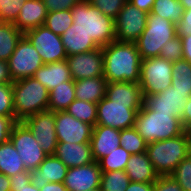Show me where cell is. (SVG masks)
<instances>
[{"label":"cell","instance_id":"obj_20","mask_svg":"<svg viewBox=\"0 0 191 191\" xmlns=\"http://www.w3.org/2000/svg\"><path fill=\"white\" fill-rule=\"evenodd\" d=\"M54 155L68 168L80 167L94 162L90 143L58 142Z\"/></svg>","mask_w":191,"mask_h":191},{"label":"cell","instance_id":"obj_23","mask_svg":"<svg viewBox=\"0 0 191 191\" xmlns=\"http://www.w3.org/2000/svg\"><path fill=\"white\" fill-rule=\"evenodd\" d=\"M50 92L62 82L70 81L71 74L67 60L42 65L33 76Z\"/></svg>","mask_w":191,"mask_h":191},{"label":"cell","instance_id":"obj_54","mask_svg":"<svg viewBox=\"0 0 191 191\" xmlns=\"http://www.w3.org/2000/svg\"><path fill=\"white\" fill-rule=\"evenodd\" d=\"M182 6L184 7V10L191 9V0H178Z\"/></svg>","mask_w":191,"mask_h":191},{"label":"cell","instance_id":"obj_41","mask_svg":"<svg viewBox=\"0 0 191 191\" xmlns=\"http://www.w3.org/2000/svg\"><path fill=\"white\" fill-rule=\"evenodd\" d=\"M12 84H0V116L15 117Z\"/></svg>","mask_w":191,"mask_h":191},{"label":"cell","instance_id":"obj_9","mask_svg":"<svg viewBox=\"0 0 191 191\" xmlns=\"http://www.w3.org/2000/svg\"><path fill=\"white\" fill-rule=\"evenodd\" d=\"M9 140L18 151L28 171L37 169L48 156L35 140L31 130L23 122H18L13 127Z\"/></svg>","mask_w":191,"mask_h":191},{"label":"cell","instance_id":"obj_43","mask_svg":"<svg viewBox=\"0 0 191 191\" xmlns=\"http://www.w3.org/2000/svg\"><path fill=\"white\" fill-rule=\"evenodd\" d=\"M153 191H183L180 184L171 176H159L154 182Z\"/></svg>","mask_w":191,"mask_h":191},{"label":"cell","instance_id":"obj_5","mask_svg":"<svg viewBox=\"0 0 191 191\" xmlns=\"http://www.w3.org/2000/svg\"><path fill=\"white\" fill-rule=\"evenodd\" d=\"M12 88L13 109L18 122L48 109L49 91L35 77L16 80Z\"/></svg>","mask_w":191,"mask_h":191},{"label":"cell","instance_id":"obj_55","mask_svg":"<svg viewBox=\"0 0 191 191\" xmlns=\"http://www.w3.org/2000/svg\"><path fill=\"white\" fill-rule=\"evenodd\" d=\"M189 136L190 146H191V125L185 130Z\"/></svg>","mask_w":191,"mask_h":191},{"label":"cell","instance_id":"obj_45","mask_svg":"<svg viewBox=\"0 0 191 191\" xmlns=\"http://www.w3.org/2000/svg\"><path fill=\"white\" fill-rule=\"evenodd\" d=\"M81 0H43L48 12L72 9Z\"/></svg>","mask_w":191,"mask_h":191},{"label":"cell","instance_id":"obj_33","mask_svg":"<svg viewBox=\"0 0 191 191\" xmlns=\"http://www.w3.org/2000/svg\"><path fill=\"white\" fill-rule=\"evenodd\" d=\"M130 155L131 154L122 146H119L109 155L101 158L98 161V164L102 172H110L114 170L125 171Z\"/></svg>","mask_w":191,"mask_h":191},{"label":"cell","instance_id":"obj_26","mask_svg":"<svg viewBox=\"0 0 191 191\" xmlns=\"http://www.w3.org/2000/svg\"><path fill=\"white\" fill-rule=\"evenodd\" d=\"M107 80L104 76L74 81L75 97L78 100L98 103L105 97Z\"/></svg>","mask_w":191,"mask_h":191},{"label":"cell","instance_id":"obj_6","mask_svg":"<svg viewBox=\"0 0 191 191\" xmlns=\"http://www.w3.org/2000/svg\"><path fill=\"white\" fill-rule=\"evenodd\" d=\"M177 36L176 25L163 17L149 13L146 28L139 36L135 45L141 59L157 57L166 42Z\"/></svg>","mask_w":191,"mask_h":191},{"label":"cell","instance_id":"obj_1","mask_svg":"<svg viewBox=\"0 0 191 191\" xmlns=\"http://www.w3.org/2000/svg\"><path fill=\"white\" fill-rule=\"evenodd\" d=\"M103 76L107 82L139 83L141 56L135 43L114 40L102 47Z\"/></svg>","mask_w":191,"mask_h":191},{"label":"cell","instance_id":"obj_48","mask_svg":"<svg viewBox=\"0 0 191 191\" xmlns=\"http://www.w3.org/2000/svg\"><path fill=\"white\" fill-rule=\"evenodd\" d=\"M182 58L191 64V34L182 36Z\"/></svg>","mask_w":191,"mask_h":191},{"label":"cell","instance_id":"obj_37","mask_svg":"<svg viewBox=\"0 0 191 191\" xmlns=\"http://www.w3.org/2000/svg\"><path fill=\"white\" fill-rule=\"evenodd\" d=\"M183 191H191V154L183 159L171 174Z\"/></svg>","mask_w":191,"mask_h":191},{"label":"cell","instance_id":"obj_2","mask_svg":"<svg viewBox=\"0 0 191 191\" xmlns=\"http://www.w3.org/2000/svg\"><path fill=\"white\" fill-rule=\"evenodd\" d=\"M71 13L75 27L83 30L99 47L116 40L115 20L104 15L87 0H81L76 4Z\"/></svg>","mask_w":191,"mask_h":191},{"label":"cell","instance_id":"obj_34","mask_svg":"<svg viewBox=\"0 0 191 191\" xmlns=\"http://www.w3.org/2000/svg\"><path fill=\"white\" fill-rule=\"evenodd\" d=\"M120 146L131 155L144 153L147 149V143L134 127L120 130Z\"/></svg>","mask_w":191,"mask_h":191},{"label":"cell","instance_id":"obj_44","mask_svg":"<svg viewBox=\"0 0 191 191\" xmlns=\"http://www.w3.org/2000/svg\"><path fill=\"white\" fill-rule=\"evenodd\" d=\"M18 123L15 117L0 116V144L10 139L13 127Z\"/></svg>","mask_w":191,"mask_h":191},{"label":"cell","instance_id":"obj_7","mask_svg":"<svg viewBox=\"0 0 191 191\" xmlns=\"http://www.w3.org/2000/svg\"><path fill=\"white\" fill-rule=\"evenodd\" d=\"M172 62L160 56L141 61L139 84L144 95L157 94L171 86Z\"/></svg>","mask_w":191,"mask_h":191},{"label":"cell","instance_id":"obj_40","mask_svg":"<svg viewBox=\"0 0 191 191\" xmlns=\"http://www.w3.org/2000/svg\"><path fill=\"white\" fill-rule=\"evenodd\" d=\"M104 15L116 19L127 0H87Z\"/></svg>","mask_w":191,"mask_h":191},{"label":"cell","instance_id":"obj_12","mask_svg":"<svg viewBox=\"0 0 191 191\" xmlns=\"http://www.w3.org/2000/svg\"><path fill=\"white\" fill-rule=\"evenodd\" d=\"M147 15L127 0L115 19L116 40L135 43L146 28Z\"/></svg>","mask_w":191,"mask_h":191},{"label":"cell","instance_id":"obj_15","mask_svg":"<svg viewBox=\"0 0 191 191\" xmlns=\"http://www.w3.org/2000/svg\"><path fill=\"white\" fill-rule=\"evenodd\" d=\"M71 78L76 80L103 76L102 47L67 57Z\"/></svg>","mask_w":191,"mask_h":191},{"label":"cell","instance_id":"obj_56","mask_svg":"<svg viewBox=\"0 0 191 191\" xmlns=\"http://www.w3.org/2000/svg\"><path fill=\"white\" fill-rule=\"evenodd\" d=\"M88 191H100V189H92V190H88Z\"/></svg>","mask_w":191,"mask_h":191},{"label":"cell","instance_id":"obj_19","mask_svg":"<svg viewBox=\"0 0 191 191\" xmlns=\"http://www.w3.org/2000/svg\"><path fill=\"white\" fill-rule=\"evenodd\" d=\"M94 161L109 155L120 146V130L102 125L93 127L90 140Z\"/></svg>","mask_w":191,"mask_h":191},{"label":"cell","instance_id":"obj_30","mask_svg":"<svg viewBox=\"0 0 191 191\" xmlns=\"http://www.w3.org/2000/svg\"><path fill=\"white\" fill-rule=\"evenodd\" d=\"M171 86L179 92H191V64L185 59L172 62Z\"/></svg>","mask_w":191,"mask_h":191},{"label":"cell","instance_id":"obj_49","mask_svg":"<svg viewBox=\"0 0 191 191\" xmlns=\"http://www.w3.org/2000/svg\"><path fill=\"white\" fill-rule=\"evenodd\" d=\"M181 123L185 130L191 125V96H189L187 103L184 105Z\"/></svg>","mask_w":191,"mask_h":191},{"label":"cell","instance_id":"obj_4","mask_svg":"<svg viewBox=\"0 0 191 191\" xmlns=\"http://www.w3.org/2000/svg\"><path fill=\"white\" fill-rule=\"evenodd\" d=\"M134 128L147 144L180 136L185 132L179 117L172 113L154 112L145 105L137 112Z\"/></svg>","mask_w":191,"mask_h":191},{"label":"cell","instance_id":"obj_53","mask_svg":"<svg viewBox=\"0 0 191 191\" xmlns=\"http://www.w3.org/2000/svg\"><path fill=\"white\" fill-rule=\"evenodd\" d=\"M0 191H10V178L0 173Z\"/></svg>","mask_w":191,"mask_h":191},{"label":"cell","instance_id":"obj_28","mask_svg":"<svg viewBox=\"0 0 191 191\" xmlns=\"http://www.w3.org/2000/svg\"><path fill=\"white\" fill-rule=\"evenodd\" d=\"M23 171L27 170L11 141L0 144V173L9 177Z\"/></svg>","mask_w":191,"mask_h":191},{"label":"cell","instance_id":"obj_24","mask_svg":"<svg viewBox=\"0 0 191 191\" xmlns=\"http://www.w3.org/2000/svg\"><path fill=\"white\" fill-rule=\"evenodd\" d=\"M125 172L130 182H155L159 177L149 160L147 152L130 155Z\"/></svg>","mask_w":191,"mask_h":191},{"label":"cell","instance_id":"obj_16","mask_svg":"<svg viewBox=\"0 0 191 191\" xmlns=\"http://www.w3.org/2000/svg\"><path fill=\"white\" fill-rule=\"evenodd\" d=\"M191 92H179L172 86L157 94L144 95V105L154 112L172 113L181 120L184 105Z\"/></svg>","mask_w":191,"mask_h":191},{"label":"cell","instance_id":"obj_51","mask_svg":"<svg viewBox=\"0 0 191 191\" xmlns=\"http://www.w3.org/2000/svg\"><path fill=\"white\" fill-rule=\"evenodd\" d=\"M131 4L136 6L138 9L150 13L154 5L155 0H128Z\"/></svg>","mask_w":191,"mask_h":191},{"label":"cell","instance_id":"obj_29","mask_svg":"<svg viewBox=\"0 0 191 191\" xmlns=\"http://www.w3.org/2000/svg\"><path fill=\"white\" fill-rule=\"evenodd\" d=\"M23 35L13 23L0 22V60H9Z\"/></svg>","mask_w":191,"mask_h":191},{"label":"cell","instance_id":"obj_11","mask_svg":"<svg viewBox=\"0 0 191 191\" xmlns=\"http://www.w3.org/2000/svg\"><path fill=\"white\" fill-rule=\"evenodd\" d=\"M24 36L37 50L44 64L67 59L61 36L56 35L44 25L24 33Z\"/></svg>","mask_w":191,"mask_h":191},{"label":"cell","instance_id":"obj_39","mask_svg":"<svg viewBox=\"0 0 191 191\" xmlns=\"http://www.w3.org/2000/svg\"><path fill=\"white\" fill-rule=\"evenodd\" d=\"M10 178V191H40L31 182L30 171L18 172L9 176Z\"/></svg>","mask_w":191,"mask_h":191},{"label":"cell","instance_id":"obj_50","mask_svg":"<svg viewBox=\"0 0 191 191\" xmlns=\"http://www.w3.org/2000/svg\"><path fill=\"white\" fill-rule=\"evenodd\" d=\"M154 182H130L125 191H153Z\"/></svg>","mask_w":191,"mask_h":191},{"label":"cell","instance_id":"obj_21","mask_svg":"<svg viewBox=\"0 0 191 191\" xmlns=\"http://www.w3.org/2000/svg\"><path fill=\"white\" fill-rule=\"evenodd\" d=\"M48 11L43 0H26L20 9L14 26L23 34L44 25Z\"/></svg>","mask_w":191,"mask_h":191},{"label":"cell","instance_id":"obj_17","mask_svg":"<svg viewBox=\"0 0 191 191\" xmlns=\"http://www.w3.org/2000/svg\"><path fill=\"white\" fill-rule=\"evenodd\" d=\"M102 171L97 161L80 167L68 168L64 186L68 191L100 189Z\"/></svg>","mask_w":191,"mask_h":191},{"label":"cell","instance_id":"obj_14","mask_svg":"<svg viewBox=\"0 0 191 191\" xmlns=\"http://www.w3.org/2000/svg\"><path fill=\"white\" fill-rule=\"evenodd\" d=\"M93 126L66 111L55 112V132L58 142L90 143Z\"/></svg>","mask_w":191,"mask_h":191},{"label":"cell","instance_id":"obj_46","mask_svg":"<svg viewBox=\"0 0 191 191\" xmlns=\"http://www.w3.org/2000/svg\"><path fill=\"white\" fill-rule=\"evenodd\" d=\"M176 31L179 37L191 34V9L184 10L181 21L176 25Z\"/></svg>","mask_w":191,"mask_h":191},{"label":"cell","instance_id":"obj_38","mask_svg":"<svg viewBox=\"0 0 191 191\" xmlns=\"http://www.w3.org/2000/svg\"><path fill=\"white\" fill-rule=\"evenodd\" d=\"M26 0H0V22L15 23Z\"/></svg>","mask_w":191,"mask_h":191},{"label":"cell","instance_id":"obj_52","mask_svg":"<svg viewBox=\"0 0 191 191\" xmlns=\"http://www.w3.org/2000/svg\"><path fill=\"white\" fill-rule=\"evenodd\" d=\"M40 191H68V189L64 186V183H55V182H48Z\"/></svg>","mask_w":191,"mask_h":191},{"label":"cell","instance_id":"obj_25","mask_svg":"<svg viewBox=\"0 0 191 191\" xmlns=\"http://www.w3.org/2000/svg\"><path fill=\"white\" fill-rule=\"evenodd\" d=\"M62 43L67 56L89 52L99 46L83 30L72 24L62 35Z\"/></svg>","mask_w":191,"mask_h":191},{"label":"cell","instance_id":"obj_10","mask_svg":"<svg viewBox=\"0 0 191 191\" xmlns=\"http://www.w3.org/2000/svg\"><path fill=\"white\" fill-rule=\"evenodd\" d=\"M44 65L41 56L23 35L8 60V67L13 81L32 77Z\"/></svg>","mask_w":191,"mask_h":191},{"label":"cell","instance_id":"obj_31","mask_svg":"<svg viewBox=\"0 0 191 191\" xmlns=\"http://www.w3.org/2000/svg\"><path fill=\"white\" fill-rule=\"evenodd\" d=\"M150 13L159 15L177 25L181 21L184 7L178 0H155Z\"/></svg>","mask_w":191,"mask_h":191},{"label":"cell","instance_id":"obj_8","mask_svg":"<svg viewBox=\"0 0 191 191\" xmlns=\"http://www.w3.org/2000/svg\"><path fill=\"white\" fill-rule=\"evenodd\" d=\"M144 104L114 103L106 96L97 103L96 125L123 130L134 127L137 112Z\"/></svg>","mask_w":191,"mask_h":191},{"label":"cell","instance_id":"obj_47","mask_svg":"<svg viewBox=\"0 0 191 191\" xmlns=\"http://www.w3.org/2000/svg\"><path fill=\"white\" fill-rule=\"evenodd\" d=\"M13 82L8 67V61L0 60V84H12Z\"/></svg>","mask_w":191,"mask_h":191},{"label":"cell","instance_id":"obj_3","mask_svg":"<svg viewBox=\"0 0 191 191\" xmlns=\"http://www.w3.org/2000/svg\"><path fill=\"white\" fill-rule=\"evenodd\" d=\"M146 152L159 176L171 175L178 164L191 154L189 136L185 131L180 136L148 143Z\"/></svg>","mask_w":191,"mask_h":191},{"label":"cell","instance_id":"obj_13","mask_svg":"<svg viewBox=\"0 0 191 191\" xmlns=\"http://www.w3.org/2000/svg\"><path fill=\"white\" fill-rule=\"evenodd\" d=\"M23 123L47 155H54L58 144L55 132V112L44 110L26 118Z\"/></svg>","mask_w":191,"mask_h":191},{"label":"cell","instance_id":"obj_18","mask_svg":"<svg viewBox=\"0 0 191 191\" xmlns=\"http://www.w3.org/2000/svg\"><path fill=\"white\" fill-rule=\"evenodd\" d=\"M68 167L55 155H48L37 169L31 170V182L39 189L48 182L64 183Z\"/></svg>","mask_w":191,"mask_h":191},{"label":"cell","instance_id":"obj_22","mask_svg":"<svg viewBox=\"0 0 191 191\" xmlns=\"http://www.w3.org/2000/svg\"><path fill=\"white\" fill-rule=\"evenodd\" d=\"M105 96L114 103L144 104L142 88L136 82H107Z\"/></svg>","mask_w":191,"mask_h":191},{"label":"cell","instance_id":"obj_27","mask_svg":"<svg viewBox=\"0 0 191 191\" xmlns=\"http://www.w3.org/2000/svg\"><path fill=\"white\" fill-rule=\"evenodd\" d=\"M76 99L74 80L62 82L49 92L48 110L53 112L65 111Z\"/></svg>","mask_w":191,"mask_h":191},{"label":"cell","instance_id":"obj_42","mask_svg":"<svg viewBox=\"0 0 191 191\" xmlns=\"http://www.w3.org/2000/svg\"><path fill=\"white\" fill-rule=\"evenodd\" d=\"M159 56L171 62L182 59L181 38L177 35L173 39L166 42L161 48Z\"/></svg>","mask_w":191,"mask_h":191},{"label":"cell","instance_id":"obj_36","mask_svg":"<svg viewBox=\"0 0 191 191\" xmlns=\"http://www.w3.org/2000/svg\"><path fill=\"white\" fill-rule=\"evenodd\" d=\"M73 24L71 9L48 12L44 26L61 36Z\"/></svg>","mask_w":191,"mask_h":191},{"label":"cell","instance_id":"obj_35","mask_svg":"<svg viewBox=\"0 0 191 191\" xmlns=\"http://www.w3.org/2000/svg\"><path fill=\"white\" fill-rule=\"evenodd\" d=\"M129 183L130 179L125 171L102 172L100 191H125Z\"/></svg>","mask_w":191,"mask_h":191},{"label":"cell","instance_id":"obj_32","mask_svg":"<svg viewBox=\"0 0 191 191\" xmlns=\"http://www.w3.org/2000/svg\"><path fill=\"white\" fill-rule=\"evenodd\" d=\"M76 119L88 123L93 127L97 120V104L75 99L65 110Z\"/></svg>","mask_w":191,"mask_h":191}]
</instances>
